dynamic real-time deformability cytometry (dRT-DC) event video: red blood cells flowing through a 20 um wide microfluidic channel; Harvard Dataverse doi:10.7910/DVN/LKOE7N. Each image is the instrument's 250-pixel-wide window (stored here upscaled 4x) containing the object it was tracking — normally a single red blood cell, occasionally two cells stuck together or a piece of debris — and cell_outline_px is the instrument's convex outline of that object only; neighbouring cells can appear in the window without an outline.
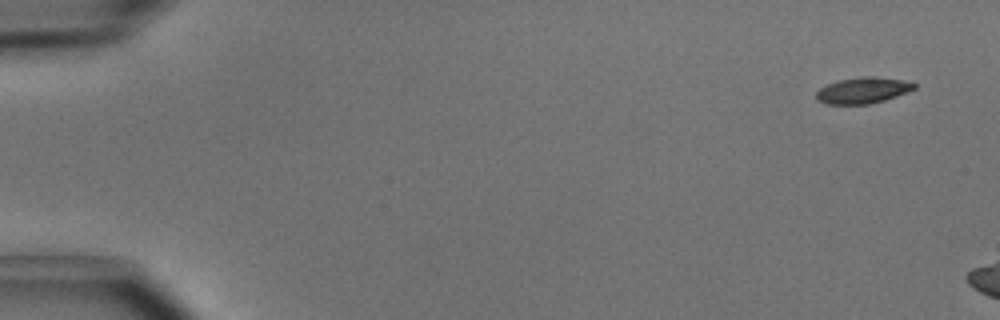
{"species": "common noctule bat (a hibernating species)", "species_latin": "Nyctalus noctula", "temperature_condition": "cold", "stored_images_in_passage": 3, "camera_frame_rate_fps": 3000, "um_per_image_px": 0.085, "animal": {"sex": "male", "body_mass_g": 15.6}, "frame": {"image": 1, "passage_image": 1, "time_ms": 0.0, "image_size_px": [1000, 320], "cell_outline_px": [[916, 88], [896, 96], [884, 100], [868, 104], [824, 104], [816, 100], [816, 92], [820, 88], [836, 80], [864, 76], [876, 76], [904, 80], [916, 84]], "centroid_in_image_um": [73.31, 7.67], "position_along_channel_um": 11.7, "area_um2": 14.97}}